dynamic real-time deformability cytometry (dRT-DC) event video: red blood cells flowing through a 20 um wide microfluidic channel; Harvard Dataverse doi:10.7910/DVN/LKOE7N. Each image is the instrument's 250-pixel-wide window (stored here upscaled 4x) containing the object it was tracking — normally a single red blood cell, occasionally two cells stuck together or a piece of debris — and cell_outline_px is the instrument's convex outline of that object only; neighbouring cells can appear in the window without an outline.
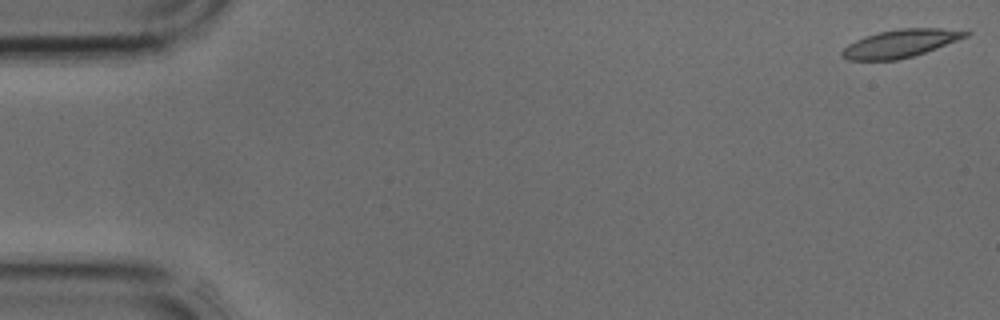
{"species": "common noctule bat (a hibernating species)", "species_latin": "Nyctalus noctula", "temperature_condition": "cold", "stored_images_in_passage": 4, "camera_frame_rate_fps": 3000, "um_per_image_px": 0.085, "animal": {"sex": "male", "body_mass_g": 17.9, "forearm_length_mm": 54.2}, "frame": {"image": 1, "passage_image": 1, "time_ms": 0.0, "image_size_px": [1000, 320], "cell_outline_px": [[972, 32], [968, 36], [936, 48], [912, 56], [896, 60], [848, 60], [840, 56], [840, 52], [848, 44], [864, 36], [880, 32], [900, 28], [940, 28]], "centroid_in_image_um": [76.49, 3.69], "position_along_channel_um": 8.5, "area_um2": 19.88}}